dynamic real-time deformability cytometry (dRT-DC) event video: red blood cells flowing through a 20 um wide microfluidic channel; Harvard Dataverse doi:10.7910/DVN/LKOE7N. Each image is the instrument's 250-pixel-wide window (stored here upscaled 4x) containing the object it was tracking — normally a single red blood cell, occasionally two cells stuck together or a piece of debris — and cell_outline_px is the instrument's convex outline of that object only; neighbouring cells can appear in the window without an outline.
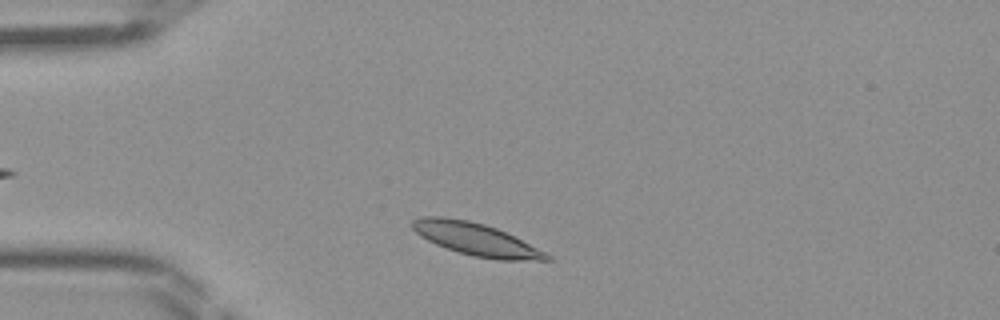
{"species": "Egyptian fruit bat (a non-hibernating species)", "species_latin": "Rousettus aegyptiacus", "temperature_condition": "room temperature", "stored_images_in_passage": 38, "camera_frame_rate_fps": 3000, "um_per_image_px": 0.085, "frame": {"image": 1, "passage_image": 3, "time_ms": 0.667, "image_size_px": [1000, 320], "cell_outline_px": [[552, 260], [496, 260], [472, 256], [436, 244], [420, 236], [412, 228], [412, 220], [424, 216], [444, 216], [468, 220], [484, 224], [496, 228], [552, 256]], "centroid_in_image_um": [40.42, 20.33], "position_along_channel_um": 44.6, "area_um2": 25.03}}
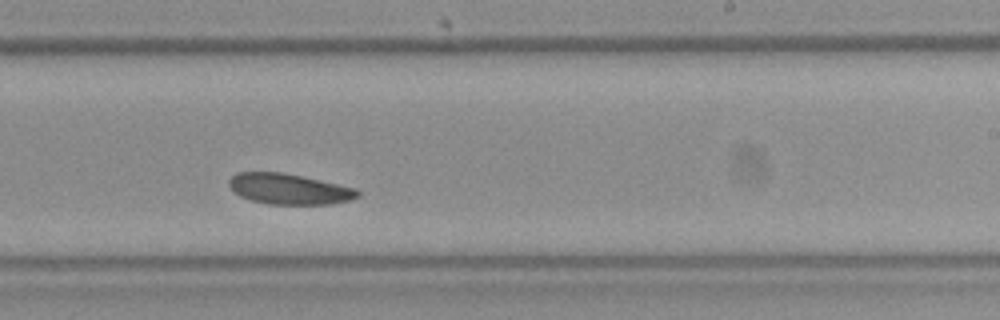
{"frame": {"image": 2, "passage_image": 20, "time_ms": 6.333, "image_size_px": [1000, 320], "cell_outline_px": [[360, 196], [352, 200], [328, 204], [268, 204], [252, 200], [240, 196], [228, 184], [228, 180], [236, 172], [280, 172], [300, 176], [356, 188], [360, 192]], "centroid_in_image_um": [24.58, 16.07], "position_along_channel_um": 264.4, "area_um2": 22.77}}
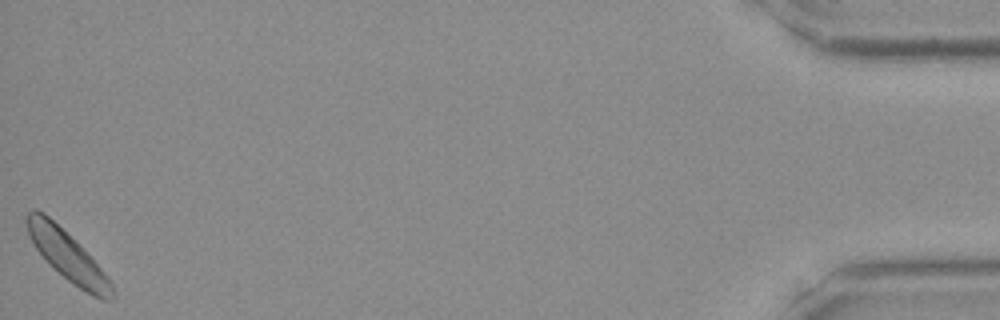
{"frame": {"image": 3, "passage_image": 38, "time_ms": 12.333, "image_size_px": [1000, 320], "cell_outline_px": [[112, 296], [108, 300], [100, 300], [92, 296], [68, 280], [36, 248], [28, 236], [24, 220], [24, 216], [32, 208], [44, 212], [108, 276], [112, 284]], "centroid_in_image_um": [5.68, 21.72], "position_along_channel_um": 429.5, "area_um2": 23.35}}